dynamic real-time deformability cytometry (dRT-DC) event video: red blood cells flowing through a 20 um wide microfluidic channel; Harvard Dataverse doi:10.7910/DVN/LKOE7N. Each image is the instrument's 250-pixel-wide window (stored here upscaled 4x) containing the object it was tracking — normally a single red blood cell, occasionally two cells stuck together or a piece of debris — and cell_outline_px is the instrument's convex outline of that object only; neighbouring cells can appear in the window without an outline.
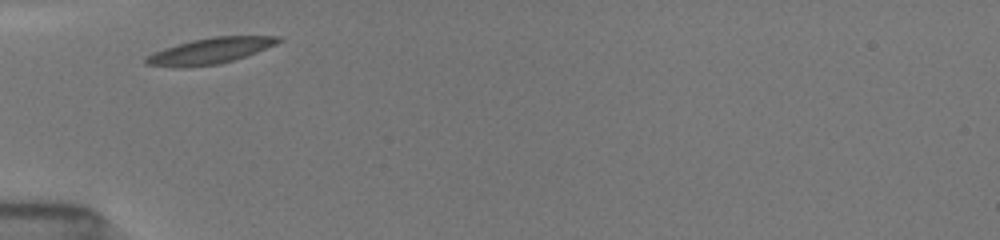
{"species": "common noctule bat (a hibernating species)", "species_latin": "Nyctalus noctula", "temperature_condition": "room temperature", "stored_images_in_passage": 14, "camera_frame_rate_fps": 3000, "um_per_image_px": 0.085, "animal": {"sex": "female", "body_mass_g": 19.5, "forearm_length_mm": 54.1}, "frame": {"image": 1, "passage_image": 1, "time_ms": 0.0, "image_size_px": [1000, 240], "cell_outline_px": [[284, 40], [276, 44], [256, 52], [220, 64], [180, 68], [144, 64], [144, 56], [152, 52], [176, 44], [192, 40], [212, 36], [280, 36]], "centroid_in_image_um": [17.8, 4.32], "position_along_channel_um": 67.2, "area_um2": 20.11}}
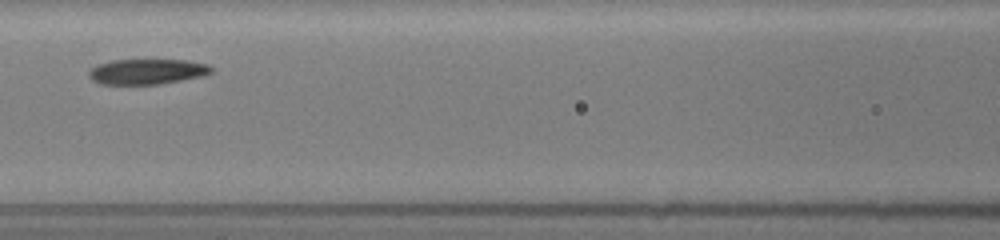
{"frame": {"image": 2, "passage_image": 6, "time_ms": 2.333, "image_size_px": [1000, 240], "cell_outline_px": [[212, 72], [204, 76], [160, 84], [100, 84], [92, 80], [88, 76], [88, 72], [96, 64], [112, 60], [188, 60], [208, 64], [212, 68]], "centroid_in_image_um": [12.5, 6.08], "position_along_channel_um": 154.1, "area_um2": 18.21}}
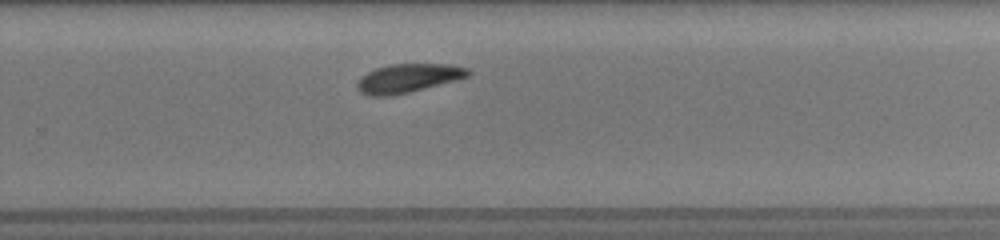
{"frame": {"image": 3, "passage_image": 14, "time_ms": 6.0, "image_size_px": [1000, 240], "cell_outline_px": [[472, 72], [468, 76], [456, 80], [392, 96], [368, 96], [360, 92], [356, 88], [356, 84], [368, 72], [376, 68], [388, 64], [452, 64], [468, 68]], "centroid_in_image_um": [34.69, 6.64], "position_along_channel_um": 295.1, "area_um2": 18.5}}